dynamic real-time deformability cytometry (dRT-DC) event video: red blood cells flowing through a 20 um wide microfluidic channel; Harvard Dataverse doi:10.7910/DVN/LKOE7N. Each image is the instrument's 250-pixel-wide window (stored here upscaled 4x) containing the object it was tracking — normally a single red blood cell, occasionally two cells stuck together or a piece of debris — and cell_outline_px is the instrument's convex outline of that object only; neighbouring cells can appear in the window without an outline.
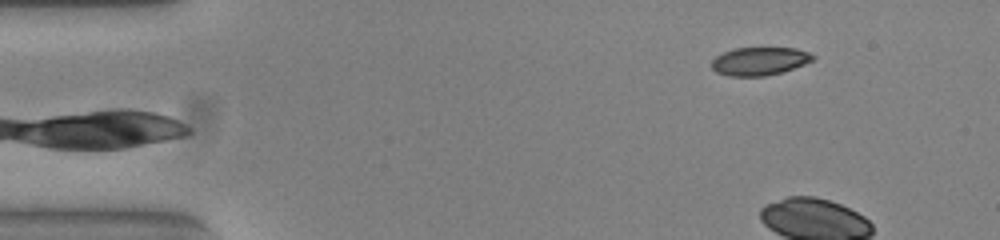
{"species": "common noctule bat (a hibernating species)", "species_latin": "Nyctalus noctula", "temperature_condition": "warm", "stored_images_in_passage": 5, "camera_frame_rate_fps": 3000, "um_per_image_px": 0.085, "animal": {"sex": "female", "body_mass_g": 23.0, "forearm_length_mm": 53.4}, "frame": {"image": 1, "passage_image": 1, "time_ms": 0.0, "image_size_px": [1000, 240], "cell_outline_px": [[816, 56], [812, 60], [804, 64], [784, 72], [764, 76], [728, 76], [716, 72], [712, 68], [712, 60], [716, 56], [724, 52], [736, 48], [796, 48], [808, 52]], "centroid_in_image_um": [64.56, 5.21], "position_along_channel_um": 20.4, "area_um2": 16.59}}